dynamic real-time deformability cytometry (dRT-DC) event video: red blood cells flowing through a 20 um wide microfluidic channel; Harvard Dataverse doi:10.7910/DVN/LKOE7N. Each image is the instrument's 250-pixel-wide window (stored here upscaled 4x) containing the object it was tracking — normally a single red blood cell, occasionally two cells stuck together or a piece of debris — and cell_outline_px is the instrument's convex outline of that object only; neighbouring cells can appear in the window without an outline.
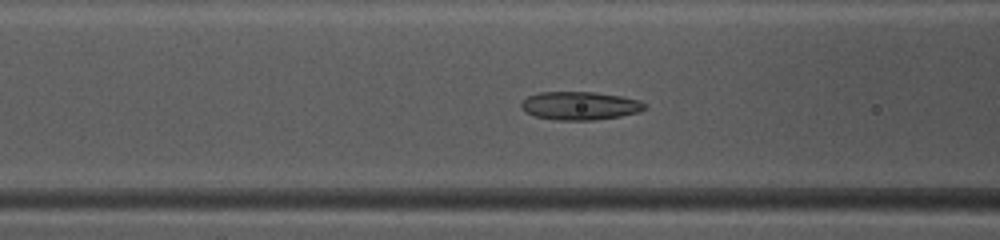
{"species": "common noctule bat (a hibernating species)", "species_latin": "Nyctalus noctula", "temperature_condition": "warm", "stored_images_in_passage": 39, "camera_frame_rate_fps": 3000, "um_per_image_px": 0.085, "animal": {"sex": "female", "body_mass_g": 10.0, "forearm_length_mm": 53.1}, "frame": {"image": 1, "passage_image": 10, "time_ms": 3.0, "image_size_px": [1000, 240], "cell_outline_px": [[648, 108], [640, 112], [620, 116], [592, 120], [556, 120], [536, 116], [524, 112], [520, 108], [520, 104], [528, 96], [540, 92], [592, 92], [620, 96], [640, 100], [648, 104]], "centroid_in_image_um": [49.32, 8.99], "position_along_channel_um": 117.3, "area_um2": 20.46}}
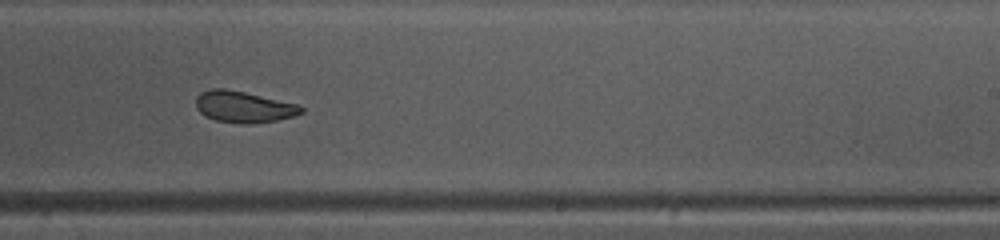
{"frame": {"image": 2, "passage_image": 21, "time_ms": 6.667, "image_size_px": [1000, 240], "cell_outline_px": [[304, 112], [292, 116], [276, 120], [252, 124], [244, 124], [216, 120], [204, 116], [196, 108], [196, 96], [200, 92], [212, 88], [224, 88], [244, 92], [296, 104], [304, 108]], "centroid_in_image_um": [20.66, 9.08], "position_along_channel_um": 268.3, "area_um2": 19.13}}
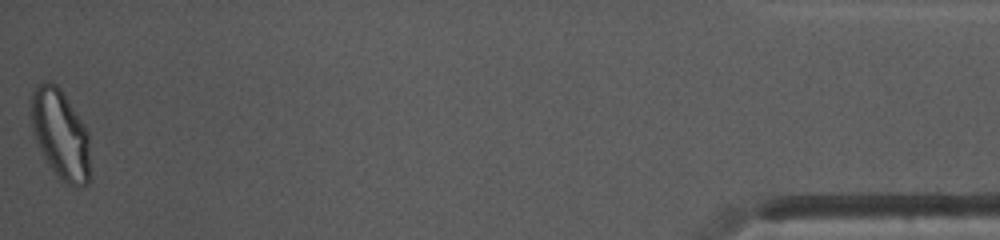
{"frame": {"image": 3, "passage_image": 39, "time_ms": 12.667, "image_size_px": [1000, 240], "cell_outline_px": [[88, 184], [80, 188], [76, 188], [60, 180], [44, 156], [32, 132], [32, 92], [36, 84], [48, 80], [56, 84], [60, 88], [84, 124], [88, 132]], "centroid_in_image_um": [5.13, 11.4], "position_along_channel_um": 430.1, "area_um2": 30.4}, "authors_computed_cell_mechanics": {"area_um2": 20.8658, "velocity_mm_per_s": 4.1103, "shape_relaxation_time_tau1_ms": 4.8906, "shape_relaxation_time_tau2_ms": 1.8126, "deformation_change_tau1": 0.1437, "deformation_change_tau2": 0.0733}}